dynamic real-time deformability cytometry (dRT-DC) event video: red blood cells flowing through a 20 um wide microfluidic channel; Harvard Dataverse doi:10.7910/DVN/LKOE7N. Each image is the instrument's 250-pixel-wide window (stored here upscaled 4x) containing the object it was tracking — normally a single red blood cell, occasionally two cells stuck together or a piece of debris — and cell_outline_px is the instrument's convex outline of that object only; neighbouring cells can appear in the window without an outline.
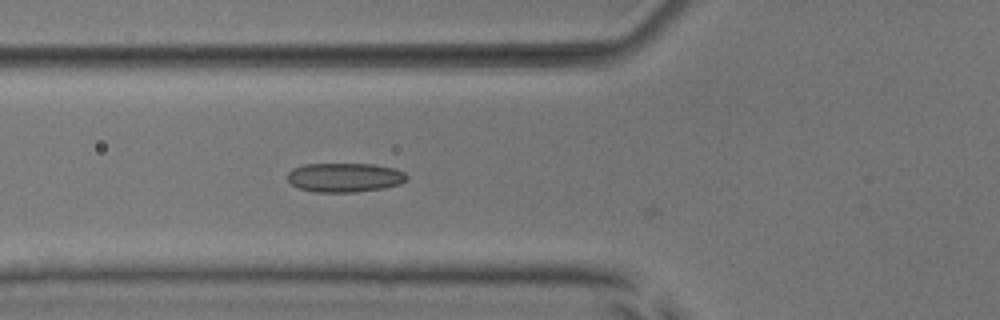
{"species": "common noctule bat (a hibernating species)", "species_latin": "Nyctalus noctula", "temperature_condition": "room temperature", "stored_images_in_passage": 34, "camera_frame_rate_fps": 3000, "um_per_image_px": 0.085, "animal": {"sex": "male", "body_mass_g": 17.9, "forearm_length_mm": 54.2}, "frame": {"image": 1, "passage_image": 2, "time_ms": 0.333, "image_size_px": [1000, 320], "cell_outline_px": [[408, 180], [400, 184], [384, 188], [356, 192], [316, 192], [300, 188], [292, 184], [288, 180], [288, 172], [292, 168], [304, 164], [376, 164], [392, 168], [404, 172], [408, 176]], "centroid_in_image_um": [29.32, 15.08], "position_along_channel_um": 96.5, "area_um2": 20.35}}
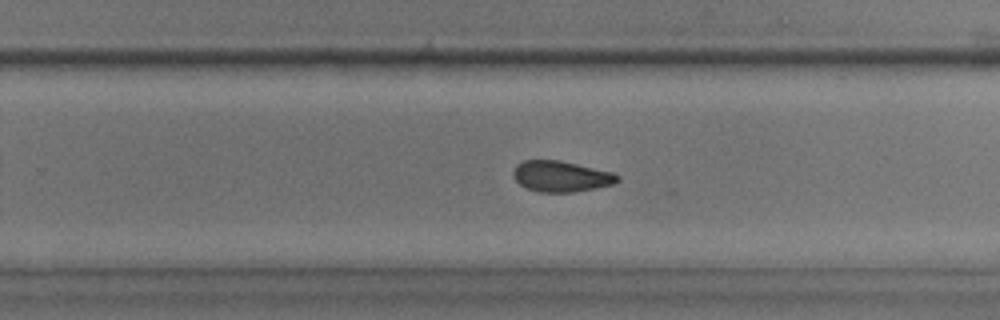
{"frame": {"image": 2, "passage_image": 16, "time_ms": 5.0, "image_size_px": [1000, 320], "cell_outline_px": [[620, 180], [612, 184], [572, 192], [540, 192], [528, 188], [520, 184], [512, 176], [512, 172], [516, 164], [524, 160], [560, 160], [612, 172], [620, 176]], "centroid_in_image_um": [47.66, 14.97], "position_along_channel_um": 282.1, "area_um2": 18.61}}
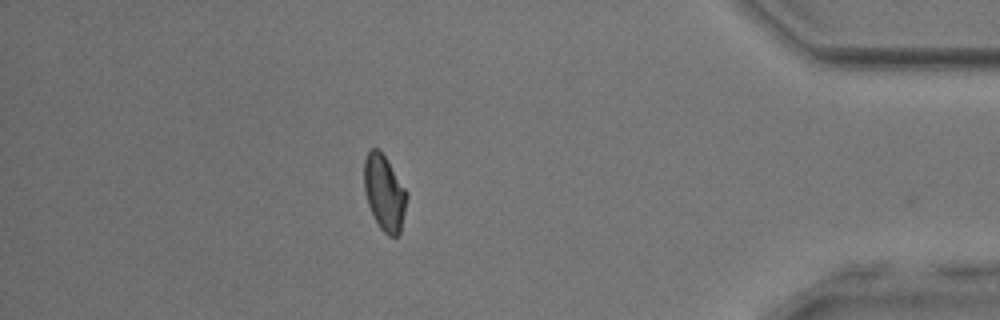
{"frame": {"image": 3, "passage_image": 28, "time_ms": 9.0, "image_size_px": [1000, 320], "cell_outline_px": [[408, 196], [400, 232], [396, 236], [388, 236], [380, 228], [368, 204], [364, 188], [364, 160], [368, 152], [372, 148], [376, 148], [384, 156], [408, 192]], "centroid_in_image_um": [32.68, 16.4], "position_along_channel_um": 402.5, "area_um2": 18.5}, "authors_computed_cell_mechanics": {"area_um2": 19.074, "velocity_mm_per_s": 3.9867, "shape_relaxation_time_tau1_ms": 10.6726, "shape_relaxation_time_tau2_ms": 2.1815, "deformation_change_tau1": 0.1654, "deformation_change_tau2": 0.0634}}